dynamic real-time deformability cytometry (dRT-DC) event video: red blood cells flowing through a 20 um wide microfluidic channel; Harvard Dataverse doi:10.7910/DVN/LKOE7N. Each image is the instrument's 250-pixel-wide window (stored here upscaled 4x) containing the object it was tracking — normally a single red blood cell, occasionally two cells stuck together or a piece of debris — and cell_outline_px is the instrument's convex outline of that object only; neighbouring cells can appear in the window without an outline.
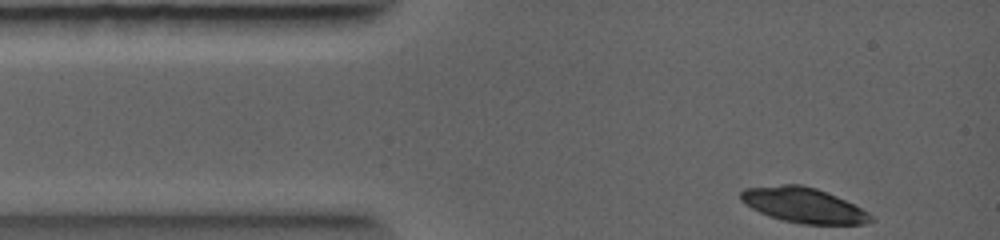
{"species": "common noctule bat (a hibernating species)", "species_latin": "Nyctalus noctula", "temperature_condition": "warm", "stored_images_in_passage": 3, "camera_frame_rate_fps": 5000, "um_per_image_px": 0.085, "animal": {"sex": "female", "body_mass_g": 19.0, "forearm_length_mm": 56.7}, "frame": {"image": 1, "passage_image": 1, "time_ms": 0.0, "image_size_px": [1000, 240], "cell_outline_px": [[876, 220], [864, 224], [800, 224], [768, 216], [744, 204], [740, 200], [740, 192], [744, 188], [780, 184], [800, 184], [816, 188], [836, 196], [868, 212]], "centroid_in_image_um": [68.27, 17.44], "position_along_channel_um": 16.7, "area_um2": 26.59}}